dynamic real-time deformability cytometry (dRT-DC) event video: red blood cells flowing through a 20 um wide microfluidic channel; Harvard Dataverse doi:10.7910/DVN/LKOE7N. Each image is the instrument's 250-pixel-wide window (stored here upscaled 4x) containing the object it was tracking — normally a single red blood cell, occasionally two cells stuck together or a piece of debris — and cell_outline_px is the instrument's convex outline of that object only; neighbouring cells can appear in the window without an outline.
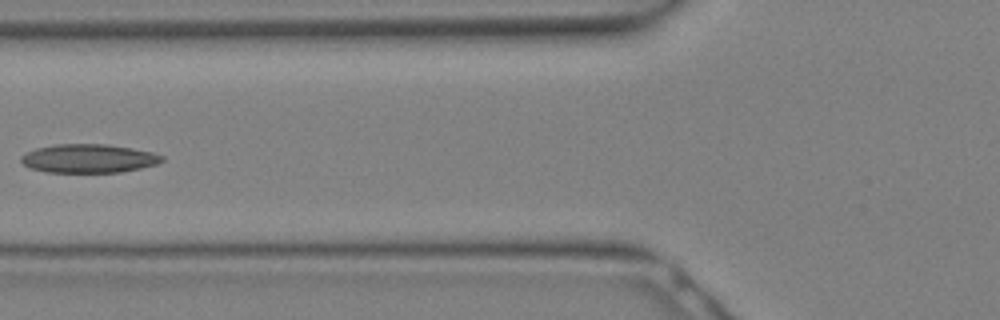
{"species": "Egyptian fruit bat (a non-hibernating species)", "species_latin": "Rousettus aegyptiacus", "temperature_condition": "warm", "stored_images_in_passage": 11, "camera_frame_rate_fps": 3000, "um_per_image_px": 0.085, "animal": {"sex": "female"}, "frame": {"image": 1, "passage_image": 10, "time_ms": 3.0, "image_size_px": [1000, 320], "cell_outline_px": [[164, 160], [156, 164], [140, 168], [120, 172], [44, 172], [32, 168], [24, 164], [20, 160], [20, 156], [36, 148], [56, 144], [104, 144], [132, 148], [152, 152], [164, 156]], "centroid_in_image_um": [7.54, 13.47], "position_along_channel_um": 118.3, "area_um2": 23.41}}